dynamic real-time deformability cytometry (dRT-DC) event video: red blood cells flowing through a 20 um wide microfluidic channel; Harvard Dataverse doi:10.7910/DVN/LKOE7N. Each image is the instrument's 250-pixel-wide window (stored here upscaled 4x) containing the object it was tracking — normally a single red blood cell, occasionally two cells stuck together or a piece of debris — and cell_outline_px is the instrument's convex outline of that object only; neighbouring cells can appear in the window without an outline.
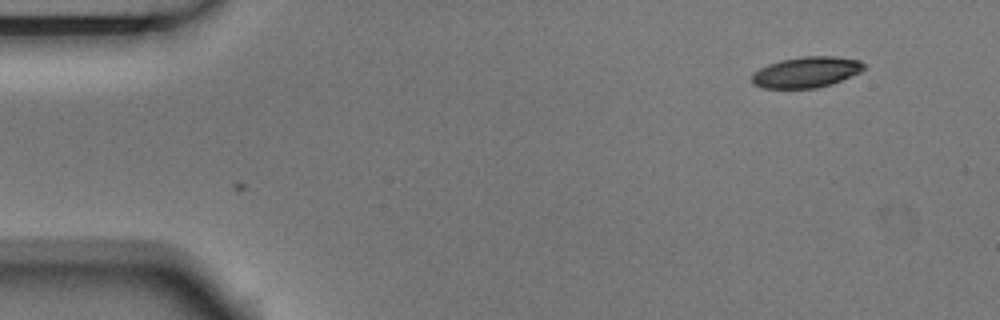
{"species": "Egyptian fruit bat (a non-hibernating species)", "species_latin": "Rousettus aegyptiacus", "temperature_condition": "room temperature", "stored_images_in_passage": 2, "camera_frame_rate_fps": 3000, "um_per_image_px": 0.085, "animal": {"sex": "male"}, "frame": {"image": 1, "passage_image": 2, "time_ms": 0.333, "image_size_px": [1000, 320], "cell_outline_px": [[864, 68], [860, 72], [832, 84], [816, 88], [760, 88], [752, 84], [752, 72], [768, 64], [780, 60], [804, 56], [836, 56], [860, 60], [864, 64]], "centroid_in_image_um": [68.51, 6.13], "position_along_channel_um": 16.5, "area_um2": 20.23}}